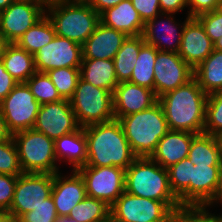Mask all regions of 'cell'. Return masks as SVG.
<instances>
[{"label": "cell", "instance_id": "cell-37", "mask_svg": "<svg viewBox=\"0 0 222 222\" xmlns=\"http://www.w3.org/2000/svg\"><path fill=\"white\" fill-rule=\"evenodd\" d=\"M207 209V206H180L173 211L169 222H222V214L216 216Z\"/></svg>", "mask_w": 222, "mask_h": 222}, {"label": "cell", "instance_id": "cell-39", "mask_svg": "<svg viewBox=\"0 0 222 222\" xmlns=\"http://www.w3.org/2000/svg\"><path fill=\"white\" fill-rule=\"evenodd\" d=\"M58 220L55 203L50 196L34 210L23 214L16 222H58Z\"/></svg>", "mask_w": 222, "mask_h": 222}, {"label": "cell", "instance_id": "cell-29", "mask_svg": "<svg viewBox=\"0 0 222 222\" xmlns=\"http://www.w3.org/2000/svg\"><path fill=\"white\" fill-rule=\"evenodd\" d=\"M142 36H128L113 58L118 83L130 80L141 46Z\"/></svg>", "mask_w": 222, "mask_h": 222}, {"label": "cell", "instance_id": "cell-45", "mask_svg": "<svg viewBox=\"0 0 222 222\" xmlns=\"http://www.w3.org/2000/svg\"><path fill=\"white\" fill-rule=\"evenodd\" d=\"M162 13L176 14L187 7V0H159Z\"/></svg>", "mask_w": 222, "mask_h": 222}, {"label": "cell", "instance_id": "cell-44", "mask_svg": "<svg viewBox=\"0 0 222 222\" xmlns=\"http://www.w3.org/2000/svg\"><path fill=\"white\" fill-rule=\"evenodd\" d=\"M17 84L18 82L6 71L0 59V103Z\"/></svg>", "mask_w": 222, "mask_h": 222}, {"label": "cell", "instance_id": "cell-35", "mask_svg": "<svg viewBox=\"0 0 222 222\" xmlns=\"http://www.w3.org/2000/svg\"><path fill=\"white\" fill-rule=\"evenodd\" d=\"M46 74L63 99L69 100L73 96L80 78L79 68L62 67L49 70Z\"/></svg>", "mask_w": 222, "mask_h": 222}, {"label": "cell", "instance_id": "cell-28", "mask_svg": "<svg viewBox=\"0 0 222 222\" xmlns=\"http://www.w3.org/2000/svg\"><path fill=\"white\" fill-rule=\"evenodd\" d=\"M194 78L207 95L222 91V51L213 50L194 69Z\"/></svg>", "mask_w": 222, "mask_h": 222}, {"label": "cell", "instance_id": "cell-48", "mask_svg": "<svg viewBox=\"0 0 222 222\" xmlns=\"http://www.w3.org/2000/svg\"><path fill=\"white\" fill-rule=\"evenodd\" d=\"M222 204V162L219 170V184L216 192V203Z\"/></svg>", "mask_w": 222, "mask_h": 222}, {"label": "cell", "instance_id": "cell-46", "mask_svg": "<svg viewBox=\"0 0 222 222\" xmlns=\"http://www.w3.org/2000/svg\"><path fill=\"white\" fill-rule=\"evenodd\" d=\"M123 0H94L90 5L99 15L108 8L114 7Z\"/></svg>", "mask_w": 222, "mask_h": 222}, {"label": "cell", "instance_id": "cell-33", "mask_svg": "<svg viewBox=\"0 0 222 222\" xmlns=\"http://www.w3.org/2000/svg\"><path fill=\"white\" fill-rule=\"evenodd\" d=\"M109 215L110 206L106 202L86 196L71 209L68 217L78 222H98Z\"/></svg>", "mask_w": 222, "mask_h": 222}, {"label": "cell", "instance_id": "cell-19", "mask_svg": "<svg viewBox=\"0 0 222 222\" xmlns=\"http://www.w3.org/2000/svg\"><path fill=\"white\" fill-rule=\"evenodd\" d=\"M51 196L58 217H68L71 209L87 196L83 177L77 170H72L68 177L55 173Z\"/></svg>", "mask_w": 222, "mask_h": 222}, {"label": "cell", "instance_id": "cell-52", "mask_svg": "<svg viewBox=\"0 0 222 222\" xmlns=\"http://www.w3.org/2000/svg\"><path fill=\"white\" fill-rule=\"evenodd\" d=\"M214 50L222 51V36L214 42Z\"/></svg>", "mask_w": 222, "mask_h": 222}, {"label": "cell", "instance_id": "cell-6", "mask_svg": "<svg viewBox=\"0 0 222 222\" xmlns=\"http://www.w3.org/2000/svg\"><path fill=\"white\" fill-rule=\"evenodd\" d=\"M23 173L55 174L59 171L54 140L36 130H23L12 135Z\"/></svg>", "mask_w": 222, "mask_h": 222}, {"label": "cell", "instance_id": "cell-14", "mask_svg": "<svg viewBox=\"0 0 222 222\" xmlns=\"http://www.w3.org/2000/svg\"><path fill=\"white\" fill-rule=\"evenodd\" d=\"M80 128L68 99L40 105L33 127L54 141Z\"/></svg>", "mask_w": 222, "mask_h": 222}, {"label": "cell", "instance_id": "cell-9", "mask_svg": "<svg viewBox=\"0 0 222 222\" xmlns=\"http://www.w3.org/2000/svg\"><path fill=\"white\" fill-rule=\"evenodd\" d=\"M39 108L40 104L26 83H18L0 103L7 129L12 135L32 129Z\"/></svg>", "mask_w": 222, "mask_h": 222}, {"label": "cell", "instance_id": "cell-12", "mask_svg": "<svg viewBox=\"0 0 222 222\" xmlns=\"http://www.w3.org/2000/svg\"><path fill=\"white\" fill-rule=\"evenodd\" d=\"M46 4L35 0H17L0 12V37L4 43L17 40L45 15Z\"/></svg>", "mask_w": 222, "mask_h": 222}, {"label": "cell", "instance_id": "cell-32", "mask_svg": "<svg viewBox=\"0 0 222 222\" xmlns=\"http://www.w3.org/2000/svg\"><path fill=\"white\" fill-rule=\"evenodd\" d=\"M158 50L146 42L141 46L129 82L154 91V64Z\"/></svg>", "mask_w": 222, "mask_h": 222}, {"label": "cell", "instance_id": "cell-51", "mask_svg": "<svg viewBox=\"0 0 222 222\" xmlns=\"http://www.w3.org/2000/svg\"><path fill=\"white\" fill-rule=\"evenodd\" d=\"M66 1L75 3V4L91 5L94 0H66Z\"/></svg>", "mask_w": 222, "mask_h": 222}, {"label": "cell", "instance_id": "cell-27", "mask_svg": "<svg viewBox=\"0 0 222 222\" xmlns=\"http://www.w3.org/2000/svg\"><path fill=\"white\" fill-rule=\"evenodd\" d=\"M188 158L194 165L221 166L222 143L220 137L197 134L191 142Z\"/></svg>", "mask_w": 222, "mask_h": 222}, {"label": "cell", "instance_id": "cell-49", "mask_svg": "<svg viewBox=\"0 0 222 222\" xmlns=\"http://www.w3.org/2000/svg\"><path fill=\"white\" fill-rule=\"evenodd\" d=\"M0 222H15L8 211L0 210Z\"/></svg>", "mask_w": 222, "mask_h": 222}, {"label": "cell", "instance_id": "cell-41", "mask_svg": "<svg viewBox=\"0 0 222 222\" xmlns=\"http://www.w3.org/2000/svg\"><path fill=\"white\" fill-rule=\"evenodd\" d=\"M18 175L0 174V210L11 207Z\"/></svg>", "mask_w": 222, "mask_h": 222}, {"label": "cell", "instance_id": "cell-54", "mask_svg": "<svg viewBox=\"0 0 222 222\" xmlns=\"http://www.w3.org/2000/svg\"><path fill=\"white\" fill-rule=\"evenodd\" d=\"M58 222H78V221L73 220L69 217H65V218H59Z\"/></svg>", "mask_w": 222, "mask_h": 222}, {"label": "cell", "instance_id": "cell-10", "mask_svg": "<svg viewBox=\"0 0 222 222\" xmlns=\"http://www.w3.org/2000/svg\"><path fill=\"white\" fill-rule=\"evenodd\" d=\"M54 174L22 173L18 175L14 197L8 212L16 222L51 196Z\"/></svg>", "mask_w": 222, "mask_h": 222}, {"label": "cell", "instance_id": "cell-15", "mask_svg": "<svg viewBox=\"0 0 222 222\" xmlns=\"http://www.w3.org/2000/svg\"><path fill=\"white\" fill-rule=\"evenodd\" d=\"M82 59L80 44L56 35L34 54V65L36 72L46 73L62 67L80 68Z\"/></svg>", "mask_w": 222, "mask_h": 222}, {"label": "cell", "instance_id": "cell-22", "mask_svg": "<svg viewBox=\"0 0 222 222\" xmlns=\"http://www.w3.org/2000/svg\"><path fill=\"white\" fill-rule=\"evenodd\" d=\"M220 166H192L190 206H211L216 203Z\"/></svg>", "mask_w": 222, "mask_h": 222}, {"label": "cell", "instance_id": "cell-53", "mask_svg": "<svg viewBox=\"0 0 222 222\" xmlns=\"http://www.w3.org/2000/svg\"><path fill=\"white\" fill-rule=\"evenodd\" d=\"M98 222H118V221L110 214L107 218Z\"/></svg>", "mask_w": 222, "mask_h": 222}, {"label": "cell", "instance_id": "cell-20", "mask_svg": "<svg viewBox=\"0 0 222 222\" xmlns=\"http://www.w3.org/2000/svg\"><path fill=\"white\" fill-rule=\"evenodd\" d=\"M128 36L99 22L95 31L82 45L83 59L113 60Z\"/></svg>", "mask_w": 222, "mask_h": 222}, {"label": "cell", "instance_id": "cell-2", "mask_svg": "<svg viewBox=\"0 0 222 222\" xmlns=\"http://www.w3.org/2000/svg\"><path fill=\"white\" fill-rule=\"evenodd\" d=\"M207 97L195 78L159 97L168 129L204 133Z\"/></svg>", "mask_w": 222, "mask_h": 222}, {"label": "cell", "instance_id": "cell-56", "mask_svg": "<svg viewBox=\"0 0 222 222\" xmlns=\"http://www.w3.org/2000/svg\"><path fill=\"white\" fill-rule=\"evenodd\" d=\"M35 1H42V2H44L45 4H47L50 0H35Z\"/></svg>", "mask_w": 222, "mask_h": 222}, {"label": "cell", "instance_id": "cell-3", "mask_svg": "<svg viewBox=\"0 0 222 222\" xmlns=\"http://www.w3.org/2000/svg\"><path fill=\"white\" fill-rule=\"evenodd\" d=\"M118 121L136 157H151L159 140L169 130L159 101L143 111L120 117Z\"/></svg>", "mask_w": 222, "mask_h": 222}, {"label": "cell", "instance_id": "cell-40", "mask_svg": "<svg viewBox=\"0 0 222 222\" xmlns=\"http://www.w3.org/2000/svg\"><path fill=\"white\" fill-rule=\"evenodd\" d=\"M214 43L222 36V6L196 17Z\"/></svg>", "mask_w": 222, "mask_h": 222}, {"label": "cell", "instance_id": "cell-4", "mask_svg": "<svg viewBox=\"0 0 222 222\" xmlns=\"http://www.w3.org/2000/svg\"><path fill=\"white\" fill-rule=\"evenodd\" d=\"M45 14L53 24L56 35L81 46L100 22V15L90 5L66 0H50L46 4Z\"/></svg>", "mask_w": 222, "mask_h": 222}, {"label": "cell", "instance_id": "cell-50", "mask_svg": "<svg viewBox=\"0 0 222 222\" xmlns=\"http://www.w3.org/2000/svg\"><path fill=\"white\" fill-rule=\"evenodd\" d=\"M17 0H0V12L5 10L11 3Z\"/></svg>", "mask_w": 222, "mask_h": 222}, {"label": "cell", "instance_id": "cell-7", "mask_svg": "<svg viewBox=\"0 0 222 222\" xmlns=\"http://www.w3.org/2000/svg\"><path fill=\"white\" fill-rule=\"evenodd\" d=\"M70 105L81 127L114 120L113 93L79 78Z\"/></svg>", "mask_w": 222, "mask_h": 222}, {"label": "cell", "instance_id": "cell-1", "mask_svg": "<svg viewBox=\"0 0 222 222\" xmlns=\"http://www.w3.org/2000/svg\"><path fill=\"white\" fill-rule=\"evenodd\" d=\"M83 129L87 140L84 166H116L126 170L137 158L118 120L87 125Z\"/></svg>", "mask_w": 222, "mask_h": 222}, {"label": "cell", "instance_id": "cell-55", "mask_svg": "<svg viewBox=\"0 0 222 222\" xmlns=\"http://www.w3.org/2000/svg\"><path fill=\"white\" fill-rule=\"evenodd\" d=\"M4 41H3V39L0 37V57H1V52H2V48H3V46H4Z\"/></svg>", "mask_w": 222, "mask_h": 222}, {"label": "cell", "instance_id": "cell-34", "mask_svg": "<svg viewBox=\"0 0 222 222\" xmlns=\"http://www.w3.org/2000/svg\"><path fill=\"white\" fill-rule=\"evenodd\" d=\"M25 83L40 105L63 99L46 73L35 72Z\"/></svg>", "mask_w": 222, "mask_h": 222}, {"label": "cell", "instance_id": "cell-24", "mask_svg": "<svg viewBox=\"0 0 222 222\" xmlns=\"http://www.w3.org/2000/svg\"><path fill=\"white\" fill-rule=\"evenodd\" d=\"M56 160L69 162L72 170L84 166L87 160V140L83 127L79 130L63 135L54 141ZM60 159V160H59Z\"/></svg>", "mask_w": 222, "mask_h": 222}, {"label": "cell", "instance_id": "cell-5", "mask_svg": "<svg viewBox=\"0 0 222 222\" xmlns=\"http://www.w3.org/2000/svg\"><path fill=\"white\" fill-rule=\"evenodd\" d=\"M125 191L163 203H180L171 191L167 169L150 157H137L125 170Z\"/></svg>", "mask_w": 222, "mask_h": 222}, {"label": "cell", "instance_id": "cell-30", "mask_svg": "<svg viewBox=\"0 0 222 222\" xmlns=\"http://www.w3.org/2000/svg\"><path fill=\"white\" fill-rule=\"evenodd\" d=\"M56 36L53 24L45 14L29 28L15 43L19 48L34 55L39 49L50 43Z\"/></svg>", "mask_w": 222, "mask_h": 222}, {"label": "cell", "instance_id": "cell-17", "mask_svg": "<svg viewBox=\"0 0 222 222\" xmlns=\"http://www.w3.org/2000/svg\"><path fill=\"white\" fill-rule=\"evenodd\" d=\"M214 50V43L196 18H190L184 26L179 56L195 69Z\"/></svg>", "mask_w": 222, "mask_h": 222}, {"label": "cell", "instance_id": "cell-16", "mask_svg": "<svg viewBox=\"0 0 222 222\" xmlns=\"http://www.w3.org/2000/svg\"><path fill=\"white\" fill-rule=\"evenodd\" d=\"M162 15H165L163 17H166L165 22L163 20L157 21V19L162 17ZM173 15L175 14L161 13L155 16L153 19L145 22L141 35L143 37V40L159 51L178 53L181 45L184 26L185 23L190 19V17L187 15L186 20L182 24H176L177 22L174 20ZM159 25H161L162 29L159 28ZM157 26L159 28L158 30ZM178 28L181 29L179 30L180 32L178 31ZM162 30L164 31V33L161 34Z\"/></svg>", "mask_w": 222, "mask_h": 222}, {"label": "cell", "instance_id": "cell-11", "mask_svg": "<svg viewBox=\"0 0 222 222\" xmlns=\"http://www.w3.org/2000/svg\"><path fill=\"white\" fill-rule=\"evenodd\" d=\"M85 181L88 197L111 206L125 192V170L116 166H81L77 169Z\"/></svg>", "mask_w": 222, "mask_h": 222}, {"label": "cell", "instance_id": "cell-43", "mask_svg": "<svg viewBox=\"0 0 222 222\" xmlns=\"http://www.w3.org/2000/svg\"><path fill=\"white\" fill-rule=\"evenodd\" d=\"M221 6L222 2L220 0H187V7H189L187 12L190 18H196Z\"/></svg>", "mask_w": 222, "mask_h": 222}, {"label": "cell", "instance_id": "cell-8", "mask_svg": "<svg viewBox=\"0 0 222 222\" xmlns=\"http://www.w3.org/2000/svg\"><path fill=\"white\" fill-rule=\"evenodd\" d=\"M180 203H163L132 195L126 191L110 206L118 222H169Z\"/></svg>", "mask_w": 222, "mask_h": 222}, {"label": "cell", "instance_id": "cell-26", "mask_svg": "<svg viewBox=\"0 0 222 222\" xmlns=\"http://www.w3.org/2000/svg\"><path fill=\"white\" fill-rule=\"evenodd\" d=\"M0 59L6 71L18 83H25L36 72L34 55L19 48L15 43L4 44Z\"/></svg>", "mask_w": 222, "mask_h": 222}, {"label": "cell", "instance_id": "cell-13", "mask_svg": "<svg viewBox=\"0 0 222 222\" xmlns=\"http://www.w3.org/2000/svg\"><path fill=\"white\" fill-rule=\"evenodd\" d=\"M193 78L194 69L178 53L158 50L154 64V92L157 98L187 84Z\"/></svg>", "mask_w": 222, "mask_h": 222}, {"label": "cell", "instance_id": "cell-38", "mask_svg": "<svg viewBox=\"0 0 222 222\" xmlns=\"http://www.w3.org/2000/svg\"><path fill=\"white\" fill-rule=\"evenodd\" d=\"M22 173L19 154L13 137L7 141H1L0 174L21 175Z\"/></svg>", "mask_w": 222, "mask_h": 222}, {"label": "cell", "instance_id": "cell-47", "mask_svg": "<svg viewBox=\"0 0 222 222\" xmlns=\"http://www.w3.org/2000/svg\"><path fill=\"white\" fill-rule=\"evenodd\" d=\"M12 137V134L8 131L6 122L0 110V142L7 141Z\"/></svg>", "mask_w": 222, "mask_h": 222}, {"label": "cell", "instance_id": "cell-42", "mask_svg": "<svg viewBox=\"0 0 222 222\" xmlns=\"http://www.w3.org/2000/svg\"><path fill=\"white\" fill-rule=\"evenodd\" d=\"M134 8L145 23L161 14L159 0H131Z\"/></svg>", "mask_w": 222, "mask_h": 222}, {"label": "cell", "instance_id": "cell-25", "mask_svg": "<svg viewBox=\"0 0 222 222\" xmlns=\"http://www.w3.org/2000/svg\"><path fill=\"white\" fill-rule=\"evenodd\" d=\"M80 78L95 87L114 92L119 84L114 61L110 59H82Z\"/></svg>", "mask_w": 222, "mask_h": 222}, {"label": "cell", "instance_id": "cell-23", "mask_svg": "<svg viewBox=\"0 0 222 222\" xmlns=\"http://www.w3.org/2000/svg\"><path fill=\"white\" fill-rule=\"evenodd\" d=\"M100 22L105 26L124 32L127 36H141L144 28L139 13L131 0H123L100 14Z\"/></svg>", "mask_w": 222, "mask_h": 222}, {"label": "cell", "instance_id": "cell-36", "mask_svg": "<svg viewBox=\"0 0 222 222\" xmlns=\"http://www.w3.org/2000/svg\"><path fill=\"white\" fill-rule=\"evenodd\" d=\"M204 133L216 137L222 135V91L207 97Z\"/></svg>", "mask_w": 222, "mask_h": 222}, {"label": "cell", "instance_id": "cell-18", "mask_svg": "<svg viewBox=\"0 0 222 222\" xmlns=\"http://www.w3.org/2000/svg\"><path fill=\"white\" fill-rule=\"evenodd\" d=\"M158 101L153 90L133 84L119 83L113 92L114 118L131 115L154 105Z\"/></svg>", "mask_w": 222, "mask_h": 222}, {"label": "cell", "instance_id": "cell-31", "mask_svg": "<svg viewBox=\"0 0 222 222\" xmlns=\"http://www.w3.org/2000/svg\"><path fill=\"white\" fill-rule=\"evenodd\" d=\"M192 166L194 164L187 157L167 168L171 191L178 198L181 206H190Z\"/></svg>", "mask_w": 222, "mask_h": 222}, {"label": "cell", "instance_id": "cell-21", "mask_svg": "<svg viewBox=\"0 0 222 222\" xmlns=\"http://www.w3.org/2000/svg\"><path fill=\"white\" fill-rule=\"evenodd\" d=\"M197 134L186 131L168 130L159 140L151 159L167 169L188 157L192 139Z\"/></svg>", "mask_w": 222, "mask_h": 222}]
</instances>
